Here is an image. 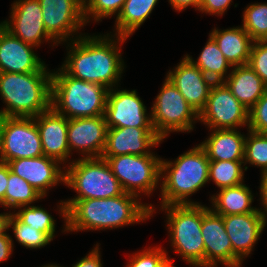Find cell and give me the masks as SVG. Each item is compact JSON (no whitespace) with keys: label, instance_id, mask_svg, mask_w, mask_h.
I'll use <instances>...</instances> for the list:
<instances>
[{"label":"cell","instance_id":"1","mask_svg":"<svg viewBox=\"0 0 267 267\" xmlns=\"http://www.w3.org/2000/svg\"><path fill=\"white\" fill-rule=\"evenodd\" d=\"M137 197L124 192L106 199L61 201L59 211L66 220L64 231L111 229L147 220L154 208L140 204Z\"/></svg>","mask_w":267,"mask_h":267},{"label":"cell","instance_id":"2","mask_svg":"<svg viewBox=\"0 0 267 267\" xmlns=\"http://www.w3.org/2000/svg\"><path fill=\"white\" fill-rule=\"evenodd\" d=\"M78 37L80 39L72 40L73 45L61 68L73 78L112 89L124 69L117 42L123 43L126 37L117 35V41L111 40L108 34Z\"/></svg>","mask_w":267,"mask_h":267},{"label":"cell","instance_id":"3","mask_svg":"<svg viewBox=\"0 0 267 267\" xmlns=\"http://www.w3.org/2000/svg\"><path fill=\"white\" fill-rule=\"evenodd\" d=\"M0 95L6 108L4 117H36L51 108L52 73L0 72Z\"/></svg>","mask_w":267,"mask_h":267},{"label":"cell","instance_id":"4","mask_svg":"<svg viewBox=\"0 0 267 267\" xmlns=\"http://www.w3.org/2000/svg\"><path fill=\"white\" fill-rule=\"evenodd\" d=\"M209 163L200 145L178 156L174 163L161 160V206L199 204L187 197L209 181Z\"/></svg>","mask_w":267,"mask_h":267},{"label":"cell","instance_id":"5","mask_svg":"<svg viewBox=\"0 0 267 267\" xmlns=\"http://www.w3.org/2000/svg\"><path fill=\"white\" fill-rule=\"evenodd\" d=\"M58 71L52 73L51 95V107L57 113L68 119L104 115L108 88L73 78L62 68Z\"/></svg>","mask_w":267,"mask_h":267},{"label":"cell","instance_id":"6","mask_svg":"<svg viewBox=\"0 0 267 267\" xmlns=\"http://www.w3.org/2000/svg\"><path fill=\"white\" fill-rule=\"evenodd\" d=\"M67 170V171H66ZM78 196L68 201L106 199L124 193L108 162L103 158H86L71 162L65 169V184Z\"/></svg>","mask_w":267,"mask_h":267},{"label":"cell","instance_id":"7","mask_svg":"<svg viewBox=\"0 0 267 267\" xmlns=\"http://www.w3.org/2000/svg\"><path fill=\"white\" fill-rule=\"evenodd\" d=\"M168 213L171 246L188 263L204 267V241L201 233L202 205L161 206Z\"/></svg>","mask_w":267,"mask_h":267},{"label":"cell","instance_id":"8","mask_svg":"<svg viewBox=\"0 0 267 267\" xmlns=\"http://www.w3.org/2000/svg\"><path fill=\"white\" fill-rule=\"evenodd\" d=\"M149 116L153 129L162 139L172 131L193 130V120L199 119L196 110L186 102L183 95L167 78Z\"/></svg>","mask_w":267,"mask_h":267},{"label":"cell","instance_id":"9","mask_svg":"<svg viewBox=\"0 0 267 267\" xmlns=\"http://www.w3.org/2000/svg\"><path fill=\"white\" fill-rule=\"evenodd\" d=\"M105 159L126 193L136 196L155 189L161 175V158L155 155H118Z\"/></svg>","mask_w":267,"mask_h":267},{"label":"cell","instance_id":"10","mask_svg":"<svg viewBox=\"0 0 267 267\" xmlns=\"http://www.w3.org/2000/svg\"><path fill=\"white\" fill-rule=\"evenodd\" d=\"M211 130L237 129L249 124V110L231 93L224 82H215L199 119Z\"/></svg>","mask_w":267,"mask_h":267},{"label":"cell","instance_id":"11","mask_svg":"<svg viewBox=\"0 0 267 267\" xmlns=\"http://www.w3.org/2000/svg\"><path fill=\"white\" fill-rule=\"evenodd\" d=\"M40 134L33 117H4L0 161L43 156Z\"/></svg>","mask_w":267,"mask_h":267},{"label":"cell","instance_id":"12","mask_svg":"<svg viewBox=\"0 0 267 267\" xmlns=\"http://www.w3.org/2000/svg\"><path fill=\"white\" fill-rule=\"evenodd\" d=\"M114 90L109 89L104 113L108 128H153L136 90Z\"/></svg>","mask_w":267,"mask_h":267},{"label":"cell","instance_id":"13","mask_svg":"<svg viewBox=\"0 0 267 267\" xmlns=\"http://www.w3.org/2000/svg\"><path fill=\"white\" fill-rule=\"evenodd\" d=\"M47 33L59 44L85 25L84 5L78 0H38ZM61 41V42H60Z\"/></svg>","mask_w":267,"mask_h":267},{"label":"cell","instance_id":"14","mask_svg":"<svg viewBox=\"0 0 267 267\" xmlns=\"http://www.w3.org/2000/svg\"><path fill=\"white\" fill-rule=\"evenodd\" d=\"M225 230L233 248V267H240L245 256L249 255L260 238L266 218L261 210L247 214L222 216Z\"/></svg>","mask_w":267,"mask_h":267},{"label":"cell","instance_id":"15","mask_svg":"<svg viewBox=\"0 0 267 267\" xmlns=\"http://www.w3.org/2000/svg\"><path fill=\"white\" fill-rule=\"evenodd\" d=\"M38 0H18L13 3L11 20L0 23L13 36L25 43L39 46L42 39L55 40L47 33Z\"/></svg>","mask_w":267,"mask_h":267},{"label":"cell","instance_id":"16","mask_svg":"<svg viewBox=\"0 0 267 267\" xmlns=\"http://www.w3.org/2000/svg\"><path fill=\"white\" fill-rule=\"evenodd\" d=\"M201 233L204 241V267H215L217 262L233 267V248L223 217L203 205Z\"/></svg>","mask_w":267,"mask_h":267},{"label":"cell","instance_id":"17","mask_svg":"<svg viewBox=\"0 0 267 267\" xmlns=\"http://www.w3.org/2000/svg\"><path fill=\"white\" fill-rule=\"evenodd\" d=\"M108 126L103 116L73 118L68 121L67 141L69 151L81 150L86 158H101Z\"/></svg>","mask_w":267,"mask_h":267},{"label":"cell","instance_id":"18","mask_svg":"<svg viewBox=\"0 0 267 267\" xmlns=\"http://www.w3.org/2000/svg\"><path fill=\"white\" fill-rule=\"evenodd\" d=\"M163 139L153 128H108L106 145L101 157L118 155H153L150 147L157 146Z\"/></svg>","mask_w":267,"mask_h":267},{"label":"cell","instance_id":"19","mask_svg":"<svg viewBox=\"0 0 267 267\" xmlns=\"http://www.w3.org/2000/svg\"><path fill=\"white\" fill-rule=\"evenodd\" d=\"M199 114L205 107L210 90L215 83L208 78L186 56L179 65L166 76Z\"/></svg>","mask_w":267,"mask_h":267},{"label":"cell","instance_id":"20","mask_svg":"<svg viewBox=\"0 0 267 267\" xmlns=\"http://www.w3.org/2000/svg\"><path fill=\"white\" fill-rule=\"evenodd\" d=\"M57 160L45 155L20 158L7 162L10 171L27 181L43 197L49 187L65 182V171H61Z\"/></svg>","mask_w":267,"mask_h":267},{"label":"cell","instance_id":"21","mask_svg":"<svg viewBox=\"0 0 267 267\" xmlns=\"http://www.w3.org/2000/svg\"><path fill=\"white\" fill-rule=\"evenodd\" d=\"M33 45L13 36L0 24V72L30 73L47 71L34 53Z\"/></svg>","mask_w":267,"mask_h":267},{"label":"cell","instance_id":"22","mask_svg":"<svg viewBox=\"0 0 267 267\" xmlns=\"http://www.w3.org/2000/svg\"><path fill=\"white\" fill-rule=\"evenodd\" d=\"M34 118L44 155L57 160L60 164L64 163L70 155L67 141L69 119L57 113L52 107Z\"/></svg>","mask_w":267,"mask_h":267},{"label":"cell","instance_id":"23","mask_svg":"<svg viewBox=\"0 0 267 267\" xmlns=\"http://www.w3.org/2000/svg\"><path fill=\"white\" fill-rule=\"evenodd\" d=\"M226 78L223 82L248 110L267 91V85L248 64L235 66Z\"/></svg>","mask_w":267,"mask_h":267},{"label":"cell","instance_id":"24","mask_svg":"<svg viewBox=\"0 0 267 267\" xmlns=\"http://www.w3.org/2000/svg\"><path fill=\"white\" fill-rule=\"evenodd\" d=\"M207 140L199 144L210 161H243L245 135L236 129L214 130Z\"/></svg>","mask_w":267,"mask_h":267},{"label":"cell","instance_id":"25","mask_svg":"<svg viewBox=\"0 0 267 267\" xmlns=\"http://www.w3.org/2000/svg\"><path fill=\"white\" fill-rule=\"evenodd\" d=\"M232 67L247 65L253 40L243 27L215 29L209 34Z\"/></svg>","mask_w":267,"mask_h":267},{"label":"cell","instance_id":"26","mask_svg":"<svg viewBox=\"0 0 267 267\" xmlns=\"http://www.w3.org/2000/svg\"><path fill=\"white\" fill-rule=\"evenodd\" d=\"M215 213L227 216L235 214H247L258 209L251 207L253 195L243 183L233 187L222 188L219 194L211 197Z\"/></svg>","mask_w":267,"mask_h":267},{"label":"cell","instance_id":"27","mask_svg":"<svg viewBox=\"0 0 267 267\" xmlns=\"http://www.w3.org/2000/svg\"><path fill=\"white\" fill-rule=\"evenodd\" d=\"M158 0H126L116 17V36L128 38L140 27L154 9Z\"/></svg>","mask_w":267,"mask_h":267},{"label":"cell","instance_id":"28","mask_svg":"<svg viewBox=\"0 0 267 267\" xmlns=\"http://www.w3.org/2000/svg\"><path fill=\"white\" fill-rule=\"evenodd\" d=\"M186 57L214 82H223L227 69L231 66L210 35L197 61L189 55Z\"/></svg>","mask_w":267,"mask_h":267},{"label":"cell","instance_id":"29","mask_svg":"<svg viewBox=\"0 0 267 267\" xmlns=\"http://www.w3.org/2000/svg\"><path fill=\"white\" fill-rule=\"evenodd\" d=\"M43 198L27 181L12 173L9 168L8 186L5 192V207L18 208L28 206Z\"/></svg>","mask_w":267,"mask_h":267},{"label":"cell","instance_id":"30","mask_svg":"<svg viewBox=\"0 0 267 267\" xmlns=\"http://www.w3.org/2000/svg\"><path fill=\"white\" fill-rule=\"evenodd\" d=\"M243 161H210L209 180H213L220 188L233 187L242 184Z\"/></svg>","mask_w":267,"mask_h":267},{"label":"cell","instance_id":"31","mask_svg":"<svg viewBox=\"0 0 267 267\" xmlns=\"http://www.w3.org/2000/svg\"><path fill=\"white\" fill-rule=\"evenodd\" d=\"M244 30L253 41L267 40V4H251L243 13Z\"/></svg>","mask_w":267,"mask_h":267},{"label":"cell","instance_id":"32","mask_svg":"<svg viewBox=\"0 0 267 267\" xmlns=\"http://www.w3.org/2000/svg\"><path fill=\"white\" fill-rule=\"evenodd\" d=\"M11 226L16 240L27 248L44 247L52 240L46 233L22 223L13 213L8 219V229Z\"/></svg>","mask_w":267,"mask_h":267},{"label":"cell","instance_id":"33","mask_svg":"<svg viewBox=\"0 0 267 267\" xmlns=\"http://www.w3.org/2000/svg\"><path fill=\"white\" fill-rule=\"evenodd\" d=\"M22 207H24L22 209ZM14 215L22 222L30 227L46 233L52 240L55 232V221L47 210L38 206H21Z\"/></svg>","mask_w":267,"mask_h":267},{"label":"cell","instance_id":"34","mask_svg":"<svg viewBox=\"0 0 267 267\" xmlns=\"http://www.w3.org/2000/svg\"><path fill=\"white\" fill-rule=\"evenodd\" d=\"M249 131L245 139L244 163L259 166L262 174L267 172V133Z\"/></svg>","mask_w":267,"mask_h":267},{"label":"cell","instance_id":"35","mask_svg":"<svg viewBox=\"0 0 267 267\" xmlns=\"http://www.w3.org/2000/svg\"><path fill=\"white\" fill-rule=\"evenodd\" d=\"M125 1L126 0H88L84 4L85 22H90L88 21L90 19V15L96 21H99L104 17L107 18L109 16L115 15V13H117L118 16L123 8Z\"/></svg>","mask_w":267,"mask_h":267},{"label":"cell","instance_id":"36","mask_svg":"<svg viewBox=\"0 0 267 267\" xmlns=\"http://www.w3.org/2000/svg\"><path fill=\"white\" fill-rule=\"evenodd\" d=\"M170 259L166 251L159 247L143 250L134 254L127 267H164Z\"/></svg>","mask_w":267,"mask_h":267},{"label":"cell","instance_id":"37","mask_svg":"<svg viewBox=\"0 0 267 267\" xmlns=\"http://www.w3.org/2000/svg\"><path fill=\"white\" fill-rule=\"evenodd\" d=\"M248 65L267 85V40L254 41Z\"/></svg>","mask_w":267,"mask_h":267},{"label":"cell","instance_id":"38","mask_svg":"<svg viewBox=\"0 0 267 267\" xmlns=\"http://www.w3.org/2000/svg\"><path fill=\"white\" fill-rule=\"evenodd\" d=\"M248 129L256 133H267V91L249 110Z\"/></svg>","mask_w":267,"mask_h":267},{"label":"cell","instance_id":"39","mask_svg":"<svg viewBox=\"0 0 267 267\" xmlns=\"http://www.w3.org/2000/svg\"><path fill=\"white\" fill-rule=\"evenodd\" d=\"M232 0H200L199 10L205 13L222 15Z\"/></svg>","mask_w":267,"mask_h":267},{"label":"cell","instance_id":"40","mask_svg":"<svg viewBox=\"0 0 267 267\" xmlns=\"http://www.w3.org/2000/svg\"><path fill=\"white\" fill-rule=\"evenodd\" d=\"M99 245L96 244L94 248L87 256L78 261L73 267H102Z\"/></svg>","mask_w":267,"mask_h":267},{"label":"cell","instance_id":"41","mask_svg":"<svg viewBox=\"0 0 267 267\" xmlns=\"http://www.w3.org/2000/svg\"><path fill=\"white\" fill-rule=\"evenodd\" d=\"M9 166L0 161V205L5 208V192L8 186Z\"/></svg>","mask_w":267,"mask_h":267},{"label":"cell","instance_id":"42","mask_svg":"<svg viewBox=\"0 0 267 267\" xmlns=\"http://www.w3.org/2000/svg\"><path fill=\"white\" fill-rule=\"evenodd\" d=\"M13 251V241L6 232L0 235V263L7 260Z\"/></svg>","mask_w":267,"mask_h":267},{"label":"cell","instance_id":"43","mask_svg":"<svg viewBox=\"0 0 267 267\" xmlns=\"http://www.w3.org/2000/svg\"><path fill=\"white\" fill-rule=\"evenodd\" d=\"M171 6L178 12L184 10L188 6L197 7L199 10L200 0H169Z\"/></svg>","mask_w":267,"mask_h":267},{"label":"cell","instance_id":"44","mask_svg":"<svg viewBox=\"0 0 267 267\" xmlns=\"http://www.w3.org/2000/svg\"><path fill=\"white\" fill-rule=\"evenodd\" d=\"M261 186H260V193H261V201H262V205L263 207L265 208V213L264 211L262 212L267 220V172L266 173H263L262 176H261Z\"/></svg>","mask_w":267,"mask_h":267},{"label":"cell","instance_id":"45","mask_svg":"<svg viewBox=\"0 0 267 267\" xmlns=\"http://www.w3.org/2000/svg\"><path fill=\"white\" fill-rule=\"evenodd\" d=\"M10 213L0 214V235L4 234L8 230V219Z\"/></svg>","mask_w":267,"mask_h":267},{"label":"cell","instance_id":"46","mask_svg":"<svg viewBox=\"0 0 267 267\" xmlns=\"http://www.w3.org/2000/svg\"><path fill=\"white\" fill-rule=\"evenodd\" d=\"M3 124H4V116L0 114V152L2 148V130H3Z\"/></svg>","mask_w":267,"mask_h":267},{"label":"cell","instance_id":"47","mask_svg":"<svg viewBox=\"0 0 267 267\" xmlns=\"http://www.w3.org/2000/svg\"><path fill=\"white\" fill-rule=\"evenodd\" d=\"M172 260H170L164 267H175L172 265Z\"/></svg>","mask_w":267,"mask_h":267},{"label":"cell","instance_id":"48","mask_svg":"<svg viewBox=\"0 0 267 267\" xmlns=\"http://www.w3.org/2000/svg\"><path fill=\"white\" fill-rule=\"evenodd\" d=\"M43 267H61V266H57V265H45V266H43Z\"/></svg>","mask_w":267,"mask_h":267},{"label":"cell","instance_id":"49","mask_svg":"<svg viewBox=\"0 0 267 267\" xmlns=\"http://www.w3.org/2000/svg\"><path fill=\"white\" fill-rule=\"evenodd\" d=\"M78 1L84 5L88 0H78Z\"/></svg>","mask_w":267,"mask_h":267}]
</instances>
